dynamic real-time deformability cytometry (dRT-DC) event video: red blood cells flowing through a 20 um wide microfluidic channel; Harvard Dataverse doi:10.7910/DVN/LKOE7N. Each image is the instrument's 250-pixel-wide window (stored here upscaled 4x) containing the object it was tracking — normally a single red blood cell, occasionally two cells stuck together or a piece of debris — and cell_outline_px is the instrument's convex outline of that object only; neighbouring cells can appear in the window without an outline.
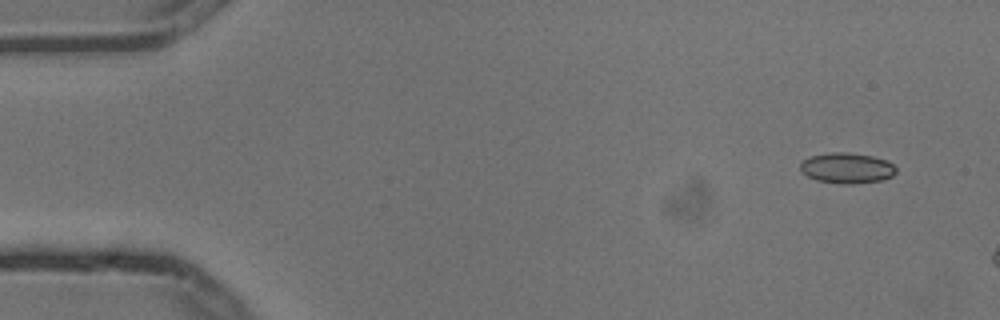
{"species": "common noctule bat (a hibernating species)", "species_latin": "Nyctalus noctula", "temperature_condition": "cold", "stored_images_in_passage": 4, "camera_frame_rate_fps": 3000, "um_per_image_px": 0.085, "animal": {"sex": "male", "body_mass_g": 13.3}, "frame": {"image": 1, "passage_image": 1, "time_ms": 0.0, "image_size_px": [1000, 320], "cell_outline_px": [[896, 172], [892, 176], [880, 180], [852, 184], [844, 184], [816, 180], [800, 172], [800, 164], [804, 160], [812, 156], [832, 152], [844, 152], [872, 156], [884, 160], [892, 164], [896, 168]], "centroid_in_image_um": [71.96, 14.29], "position_along_channel_um": 13.0, "area_um2": 16.82}}